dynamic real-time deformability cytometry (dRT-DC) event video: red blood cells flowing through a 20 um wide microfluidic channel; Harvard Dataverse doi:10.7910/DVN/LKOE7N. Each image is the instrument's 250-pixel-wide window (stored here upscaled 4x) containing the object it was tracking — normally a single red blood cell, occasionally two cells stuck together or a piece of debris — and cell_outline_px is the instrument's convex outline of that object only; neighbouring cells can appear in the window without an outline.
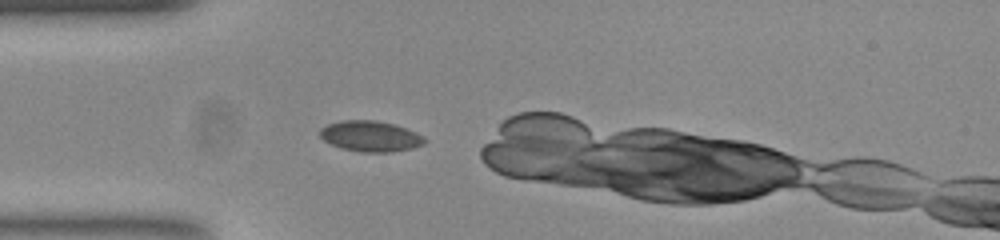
{"species": "common noctule bat (a hibernating species)", "species_latin": "Nyctalus noctula", "temperature_condition": "room temperature", "stored_images_in_passage": 28, "camera_frame_rate_fps": 3000, "um_per_image_px": 0.085, "animal": {"sex": "female", "body_mass_g": 23.0, "forearm_length_mm": 53.4}, "frame": {"image": 1, "passage_image": 1, "time_ms": 0.0, "image_size_px": [1000, 240], "cell_outline_px": [[428, 140], [424, 144], [412, 148], [392, 152], [360, 152], [340, 148], [324, 140], [320, 136], [320, 128], [328, 124], [344, 120], [372, 120], [392, 124], [416, 132], [424, 136]], "centroid_in_image_um": [31.5, 11.59], "position_along_channel_um": 53.5, "area_um2": 18.67}}
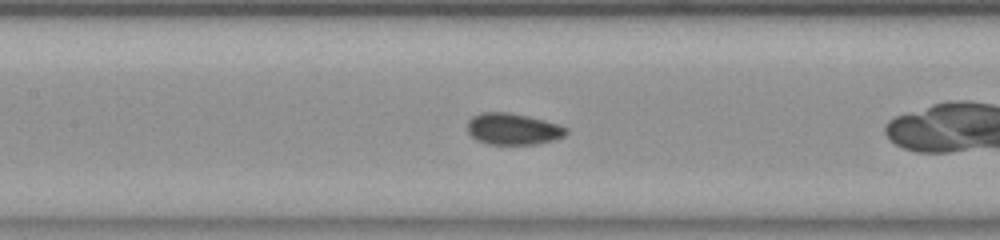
{"frame": {"image": 2, "passage_image": 10, "time_ms": 3.0, "image_size_px": [1000, 240], "cell_outline_px": [[568, 132], [564, 136], [540, 144], [488, 144], [476, 140], [468, 132], [468, 120], [472, 116], [484, 112], [504, 112], [524, 116], [556, 124], [568, 128]], "centroid_in_image_um": [43.57, 10.98], "position_along_channel_um": 163.8, "area_um2": 17.8}}
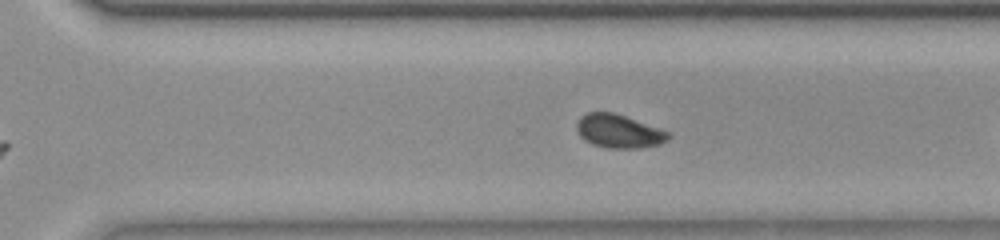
{"frame": {"image": 3, "passage_image": 22, "time_ms": 7.0, "image_size_px": [1000, 240], "cell_outline_px": [[672, 136], [668, 140], [660, 144], [636, 148], [608, 148], [592, 144], [584, 140], [580, 136], [576, 128], [576, 124], [588, 112], [612, 112], [624, 116], [668, 132]], "centroid_in_image_um": [52.59, 11.17], "position_along_channel_um": 318.0, "area_um2": 17.51}}